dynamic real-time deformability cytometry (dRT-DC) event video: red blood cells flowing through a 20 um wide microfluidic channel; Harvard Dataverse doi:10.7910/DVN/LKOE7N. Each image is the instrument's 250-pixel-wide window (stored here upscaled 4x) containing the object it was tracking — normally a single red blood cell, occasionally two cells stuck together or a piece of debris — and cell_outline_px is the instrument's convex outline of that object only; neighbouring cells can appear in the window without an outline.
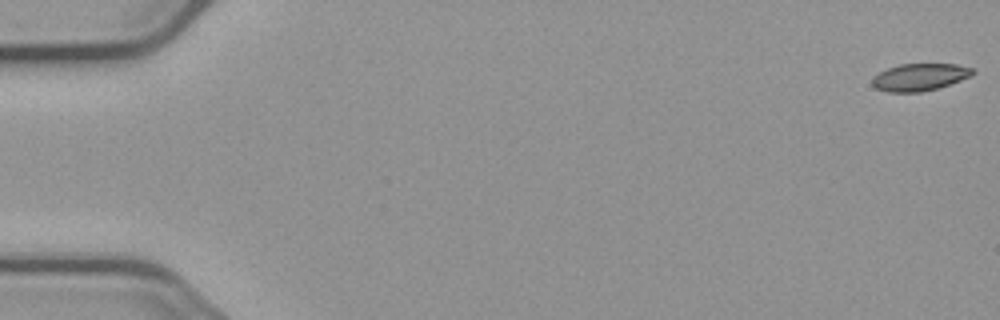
{"species": "common noctule bat (a hibernating species)", "species_latin": "Nyctalus noctula", "temperature_condition": "cold", "stored_images_in_passage": 7, "camera_frame_rate_fps": 3000, "um_per_image_px": 0.085, "animal": {"sex": "male", "body_mass_g": 23.1, "forearm_length_mm": 52.7}, "frame": {"image": 1, "passage_image": 1, "time_ms": 0.0, "image_size_px": [1000, 320], "cell_outline_px": [[976, 72], [972, 76], [936, 88], [920, 92], [888, 92], [876, 88], [872, 84], [872, 76], [888, 68], [900, 64], [956, 64], [972, 68]], "centroid_in_image_um": [78.17, 6.55], "position_along_channel_um": 6.8, "area_um2": 15.84}}
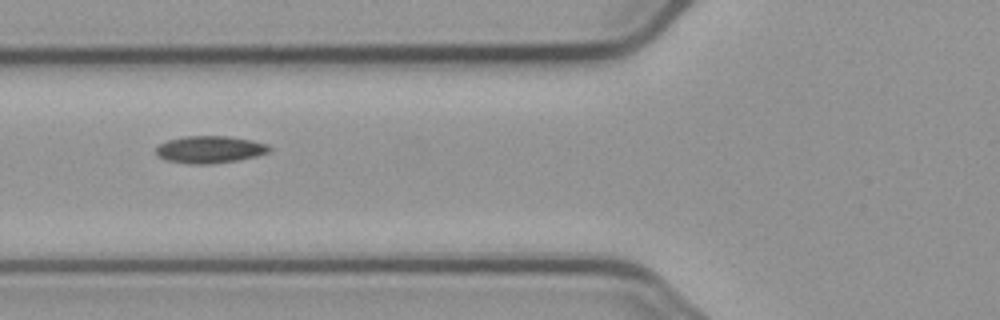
{"frame": {"image": 2, "passage_image": 6, "time_ms": 7.0, "image_size_px": [1000, 320], "cell_outline_px": [[272, 148], [268, 152], [256, 156], [240, 160], [212, 164], [188, 164], [164, 160], [156, 156], [156, 148], [160, 144], [168, 140], [184, 136], [228, 136], [252, 140], [268, 144]], "centroid_in_image_um": [17.82, 12.71], "position_along_channel_um": 108.0, "area_um2": 18.21}}
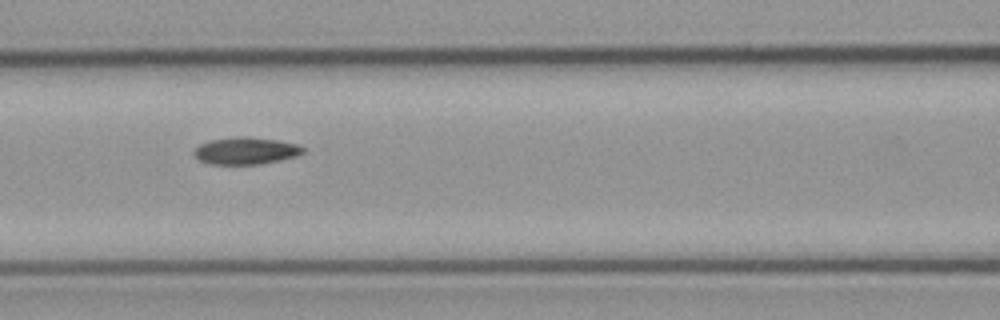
{"frame": {"image": 3, "passage_image": 7, "time_ms": 8.0, "image_size_px": [1000, 320], "cell_outline_px": [[304, 152], [296, 156], [280, 160], [260, 164], [208, 164], [200, 160], [192, 152], [200, 144], [208, 140], [240, 136], [248, 136], [276, 140], [300, 144], [304, 148]], "centroid_in_image_um": [20.9, 12.81], "position_along_channel_um": 145.7, "area_um2": 17.28}}